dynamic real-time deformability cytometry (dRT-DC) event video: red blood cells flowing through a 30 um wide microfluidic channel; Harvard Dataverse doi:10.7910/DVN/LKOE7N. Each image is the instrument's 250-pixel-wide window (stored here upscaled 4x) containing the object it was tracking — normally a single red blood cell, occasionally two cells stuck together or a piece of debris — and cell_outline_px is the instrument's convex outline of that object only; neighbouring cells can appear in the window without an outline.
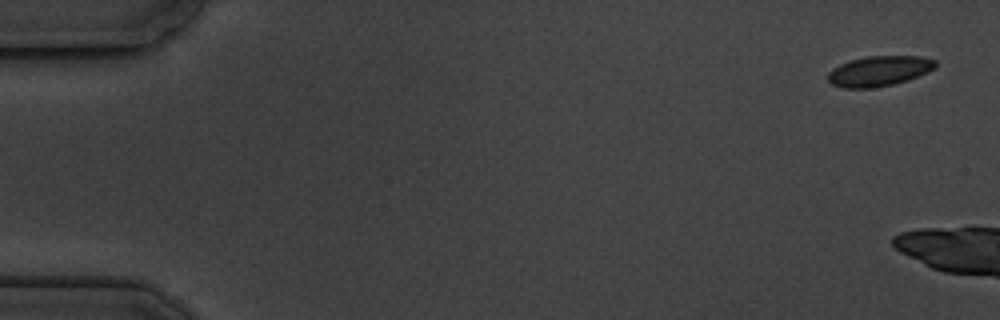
{"species": "common noctule bat (a hibernating species)", "species_latin": "Nyctalus noctula", "temperature_condition": "cold", "stored_images_in_passage": 4, "camera_frame_rate_fps": 3000, "um_per_image_px": 0.085, "animal": {"sex": "male", "body_mass_g": 19.5, "forearm_length_mm": 54.6}, "frame": {"image": 1, "passage_image": 1, "time_ms": 0.0, "image_size_px": [1000, 320], "cell_outline_px": [[936, 68], [928, 72], [908, 80], [892, 84], [872, 88], [844, 88], [832, 84], [828, 80], [828, 72], [832, 68], [840, 64], [852, 60], [868, 56], [920, 56], [936, 60]], "centroid_in_image_um": [74.74, 6.04], "position_along_channel_um": 10.3, "area_um2": 18.9}}